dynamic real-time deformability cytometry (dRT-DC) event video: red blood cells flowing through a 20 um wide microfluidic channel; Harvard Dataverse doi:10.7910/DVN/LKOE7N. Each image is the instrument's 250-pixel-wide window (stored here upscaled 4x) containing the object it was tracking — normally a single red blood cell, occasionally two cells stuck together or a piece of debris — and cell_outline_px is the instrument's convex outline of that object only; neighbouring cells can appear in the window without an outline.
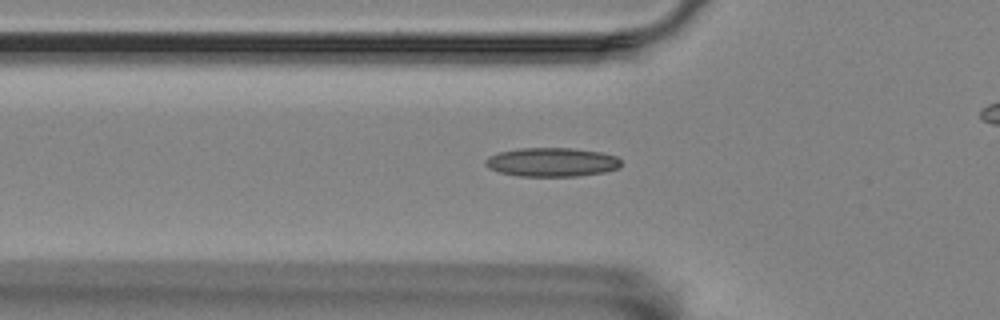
{"species": "Egyptian fruit bat (a non-hibernating species)", "species_latin": "Rousettus aegyptiacus", "temperature_condition": "room temperature", "stored_images_in_passage": 33, "camera_frame_rate_fps": 3000, "um_per_image_px": 0.085, "animal": {"sex": "female"}, "frame": {"image": 1, "passage_image": 3, "time_ms": 0.667, "image_size_px": [1000, 320], "cell_outline_px": [[620, 168], [604, 172], [576, 176], [520, 176], [500, 172], [488, 168], [484, 164], [484, 160], [488, 156], [500, 152], [520, 148], [572, 148], [600, 152], [616, 156], [620, 160]], "centroid_in_image_um": [46.89, 13.78], "position_along_channel_um": 78.9, "area_um2": 22.83}}
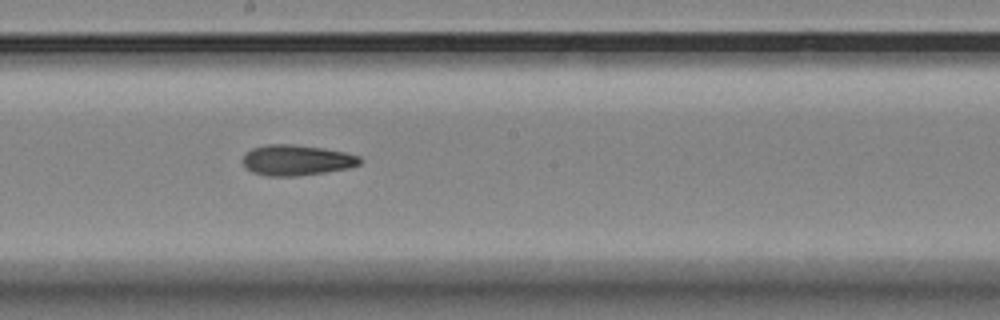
{"frame": {"image": 2, "passage_image": 15, "time_ms": 4.667, "image_size_px": [1000, 320], "cell_outline_px": [[360, 164], [348, 168], [324, 172], [296, 176], [268, 176], [252, 172], [244, 168], [240, 160], [252, 148], [268, 144], [296, 144], [324, 148], [344, 152], [360, 156]], "centroid_in_image_um": [25.16, 13.61], "position_along_channel_um": 223.0, "area_um2": 20.98}}
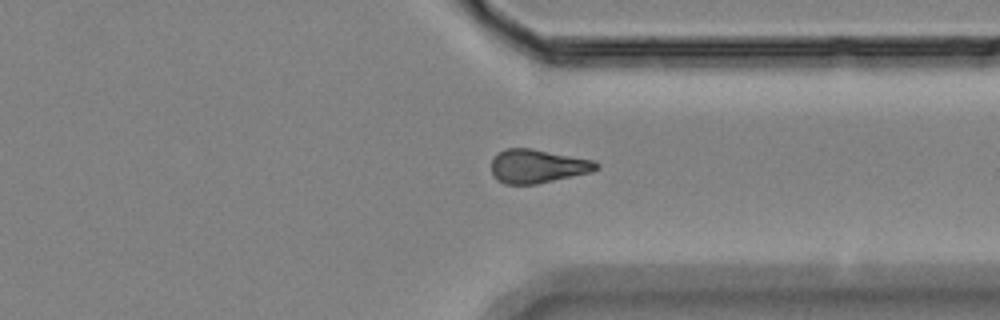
{"frame": {"image": 3, "passage_image": 27, "time_ms": 8.667, "image_size_px": [1000, 320], "cell_outline_px": [[600, 164], [592, 172], [536, 184], [504, 184], [492, 172], [492, 160], [504, 148], [532, 148], [592, 160]], "centroid_in_image_um": [45.7, 14.12], "position_along_channel_um": 365.7, "area_um2": 20.29}}